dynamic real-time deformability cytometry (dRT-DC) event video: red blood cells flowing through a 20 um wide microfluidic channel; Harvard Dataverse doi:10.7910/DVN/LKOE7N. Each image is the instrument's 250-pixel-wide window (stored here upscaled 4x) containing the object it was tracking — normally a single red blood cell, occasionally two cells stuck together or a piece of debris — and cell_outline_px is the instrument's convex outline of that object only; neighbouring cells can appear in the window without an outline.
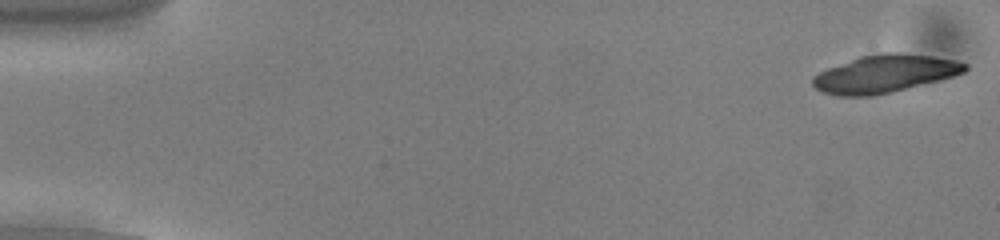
{"species": "common noctule bat (a hibernating species)", "species_latin": "Nyctalus noctula", "temperature_condition": "cold", "stored_images_in_passage": 32, "camera_frame_rate_fps": 3000, "um_per_image_px": 0.085, "animal": {"sex": "male", "body_mass_g": 13.0, "forearm_length_mm": 53.1}, "frame": {"image": 1, "passage_image": 1, "time_ms": 0.0, "image_size_px": [1000, 240], "cell_outline_px": [[968, 68], [964, 72], [940, 80], [892, 92], [872, 96], [836, 96], [820, 92], [812, 84], [812, 76], [828, 68], [860, 56], [884, 52], [896, 52], [932, 56], [956, 60], [968, 64]], "centroid_in_image_um": [75.19, 6.27], "position_along_channel_um": 9.8, "area_um2": 33.52}}